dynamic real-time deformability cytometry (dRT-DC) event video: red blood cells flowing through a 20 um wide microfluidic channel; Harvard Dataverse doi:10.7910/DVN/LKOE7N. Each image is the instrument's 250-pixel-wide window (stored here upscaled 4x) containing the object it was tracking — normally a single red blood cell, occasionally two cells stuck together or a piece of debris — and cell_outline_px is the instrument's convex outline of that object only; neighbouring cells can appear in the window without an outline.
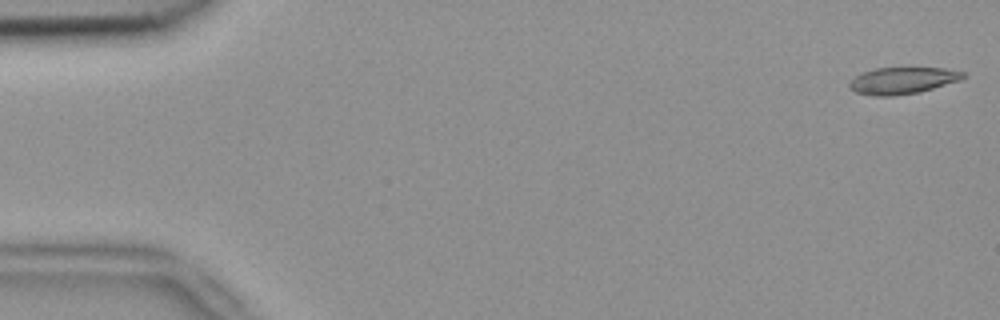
{"species": "common noctule bat (a hibernating species)", "species_latin": "Nyctalus noctula", "temperature_condition": "room temperature", "stored_images_in_passage": 5, "camera_frame_rate_fps": 3000, "um_per_image_px": 0.085, "animal": {"sex": "female", "body_mass_g": 18.4}, "frame": {"image": 1, "passage_image": 1, "time_ms": 0.0, "image_size_px": [1000, 320], "cell_outline_px": [[968, 76], [960, 80], [920, 92], [892, 96], [872, 96], [856, 92], [848, 88], [848, 84], [860, 72], [876, 68], [944, 68], [964, 72]], "centroid_in_image_um": [76.7, 6.85], "position_along_channel_um": 8.3, "area_um2": 17.8}}
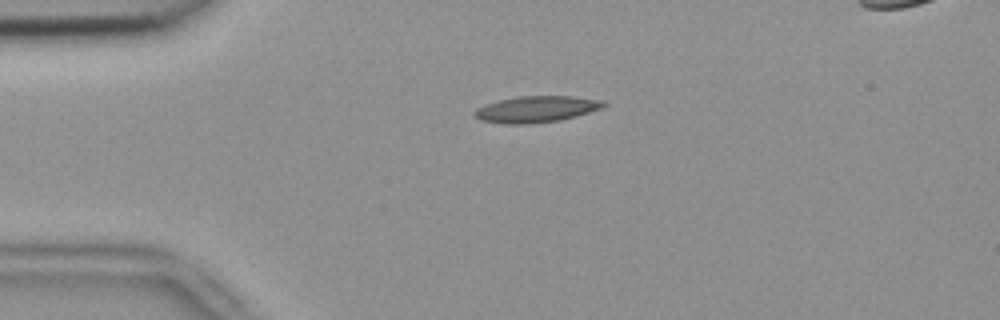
{"frame": {"image": 2, "passage_image": 4, "time_ms": 1.0, "image_size_px": [1000, 320], "cell_outline_px": [[608, 104], [604, 108], [576, 116], [560, 120], [528, 124], [504, 124], [480, 120], [472, 112], [476, 108], [484, 104], [516, 96], [572, 96], [604, 100]], "centroid_in_image_um": [45.61, 9.28], "position_along_channel_um": 39.4, "area_um2": 20.06}}